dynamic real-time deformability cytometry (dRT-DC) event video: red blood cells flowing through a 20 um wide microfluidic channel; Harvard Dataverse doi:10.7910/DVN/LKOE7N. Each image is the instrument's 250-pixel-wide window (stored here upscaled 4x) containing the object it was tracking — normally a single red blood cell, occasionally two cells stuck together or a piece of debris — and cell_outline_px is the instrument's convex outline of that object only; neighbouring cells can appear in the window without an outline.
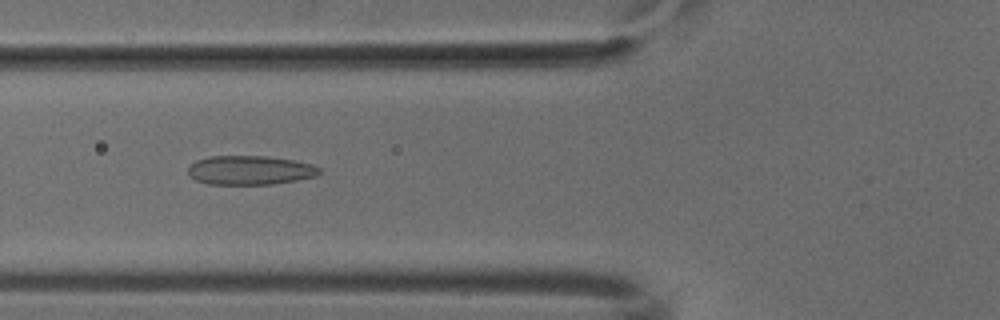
{"species": "common noctule bat (a hibernating species)", "species_latin": "Nyctalus noctula", "temperature_condition": "cold", "stored_images_in_passage": 40, "camera_frame_rate_fps": 3000, "um_per_image_px": 0.085, "animal": {"sex": "male", "body_mass_g": 18.8}, "frame": {"image": 1, "passage_image": 8, "time_ms": 2.333, "image_size_px": [1000, 320], "cell_outline_px": [[320, 172], [316, 176], [296, 180], [272, 184], [208, 184], [196, 180], [188, 172], [188, 168], [196, 160], [208, 156], [268, 156], [292, 160], [312, 164], [320, 168]], "centroid_in_image_um": [21.25, 14.46], "position_along_channel_um": 104.6, "area_um2": 22.14}}
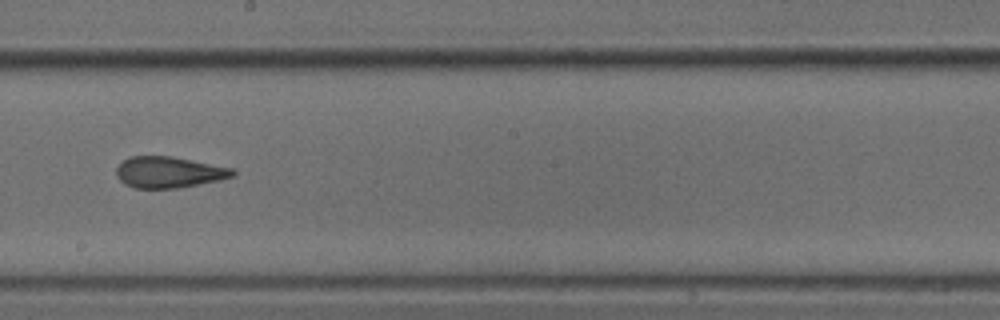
{"frame": {"image": 2, "passage_image": 18, "time_ms": 5.667, "image_size_px": [1000, 320], "cell_outline_px": [[236, 176], [220, 180], [176, 188], [136, 188], [124, 184], [116, 176], [116, 168], [128, 156], [172, 156], [232, 168], [236, 172]], "centroid_in_image_um": [14.35, 14.63], "position_along_channel_um": 233.8, "area_um2": 21.15}}
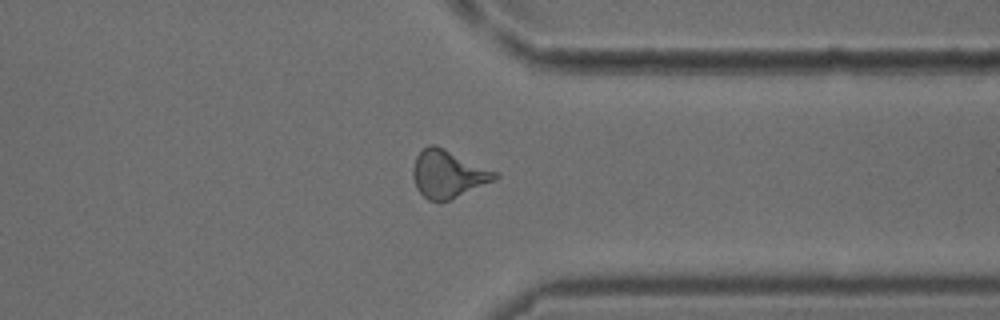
{"frame": {"image": 3, "passage_image": 29, "time_ms": 9.333, "image_size_px": [1000, 320], "cell_outline_px": [[500, 176], [496, 180], [440, 204], [428, 200], [416, 188], [412, 176], [412, 168], [416, 156], [428, 144], [436, 144], [500, 172]], "centroid_in_image_um": [38.11, 14.79], "position_along_channel_um": 373.3, "area_um2": 23.35}}